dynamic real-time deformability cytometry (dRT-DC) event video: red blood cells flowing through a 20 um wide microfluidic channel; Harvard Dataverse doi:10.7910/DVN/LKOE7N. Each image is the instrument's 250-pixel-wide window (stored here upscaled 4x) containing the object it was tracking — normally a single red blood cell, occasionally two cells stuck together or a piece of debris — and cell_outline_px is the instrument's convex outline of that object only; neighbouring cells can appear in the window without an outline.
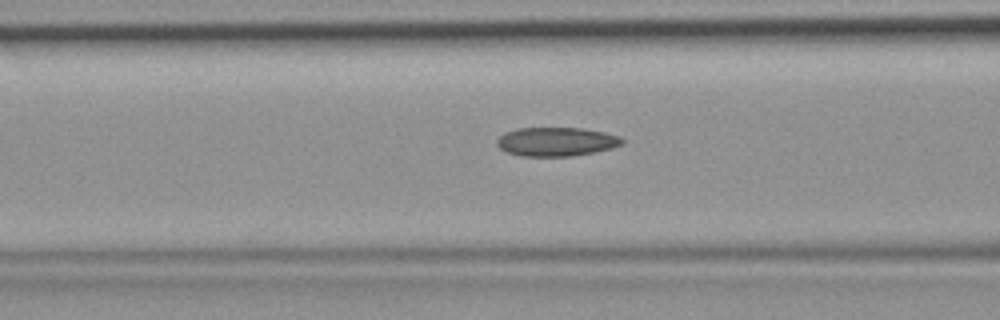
{"species": "common noctule bat (a hibernating species)", "species_latin": "Nyctalus noctula", "temperature_condition": "room temperature", "stored_images_in_passage": 44, "camera_frame_rate_fps": 3000, "um_per_image_px": 0.085, "animal": {"sex": "female", "body_mass_g": 19.9}, "frame": {"image": 1, "passage_image": 17, "time_ms": 5.333, "image_size_px": [1000, 320], "cell_outline_px": [[624, 144], [612, 148], [572, 156], [520, 156], [508, 152], [500, 148], [496, 144], [496, 140], [504, 132], [516, 128], [580, 128], [604, 132], [620, 136], [624, 140]], "centroid_in_image_um": [47.28, 12.04], "position_along_channel_um": 119.3, "area_um2": 21.1}}
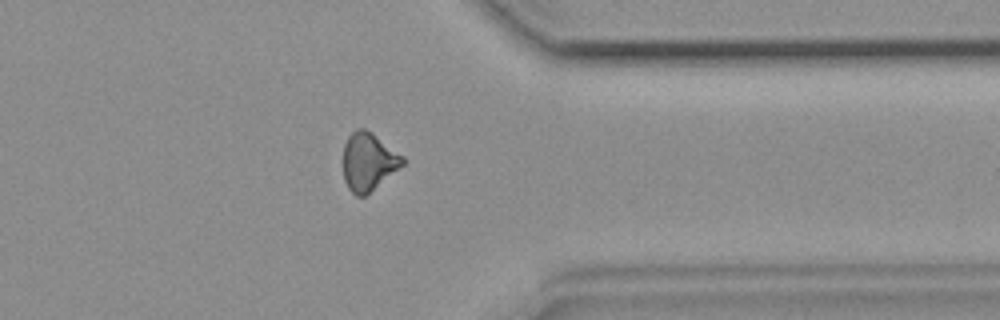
{"frame": {"image": 2, "passage_image": 35, "time_ms": 11.333, "image_size_px": [1000, 320], "cell_outline_px": [[408, 160], [404, 164], [364, 196], [356, 196], [348, 188], [344, 180], [344, 144], [348, 136], [356, 128], [364, 128], [372, 132], [404, 156]], "centroid_in_image_um": [31.33, 13.71], "position_along_channel_um": 380.1, "area_um2": 20.0}}
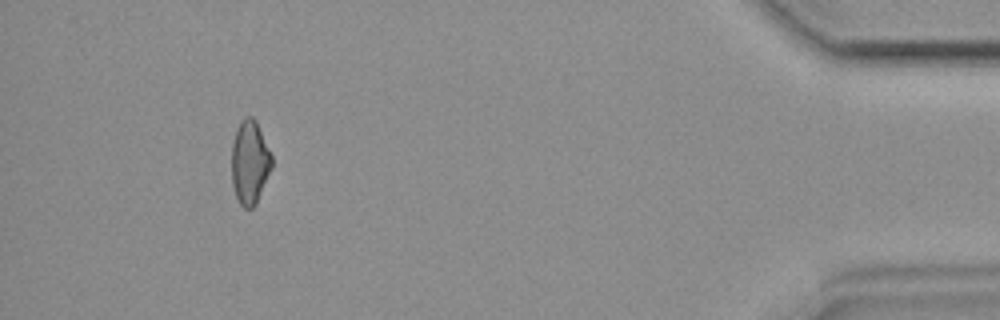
{"frame": {"image": 3, "passage_image": 41, "time_ms": 13.333, "image_size_px": [1000, 320], "cell_outline_px": [[272, 168], [256, 204], [252, 208], [244, 208], [240, 204], [236, 196], [232, 184], [232, 144], [236, 128], [240, 120], [248, 116], [252, 116], [256, 120], [272, 156]], "centroid_in_image_um": [21.23, 13.79], "position_along_channel_um": 414.0, "area_um2": 19.65}}